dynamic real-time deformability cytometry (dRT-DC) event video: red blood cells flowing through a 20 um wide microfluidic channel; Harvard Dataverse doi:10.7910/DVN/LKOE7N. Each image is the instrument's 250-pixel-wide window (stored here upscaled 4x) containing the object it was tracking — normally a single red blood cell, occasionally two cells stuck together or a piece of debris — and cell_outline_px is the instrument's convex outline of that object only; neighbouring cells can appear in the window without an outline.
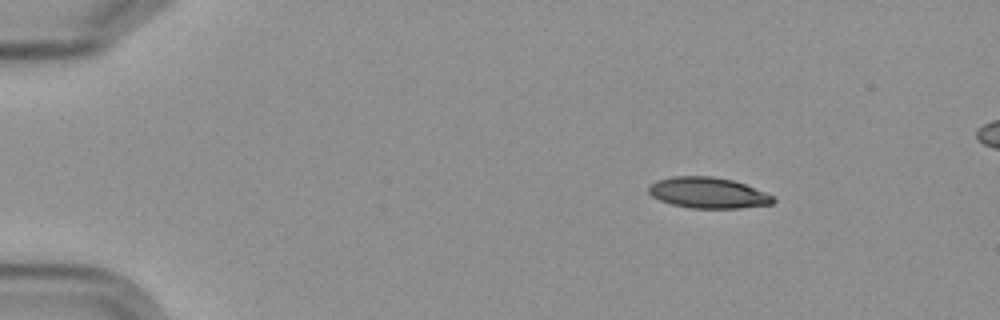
{"species": "Egyptian fruit bat (a non-hibernating species)", "species_latin": "Rousettus aegyptiacus", "temperature_condition": "cold", "stored_images_in_passage": 4, "camera_frame_rate_fps": 3000, "um_per_image_px": 0.085, "frame": {"image": 1, "passage_image": 1, "time_ms": 0.0, "image_size_px": [1000, 320], "cell_outline_px": [[776, 200], [772, 204], [740, 208], [692, 208], [672, 204], [660, 200], [652, 196], [648, 192], [648, 188], [656, 180], [672, 176], [712, 176], [732, 180], [744, 184], [764, 192], [772, 196]], "centroid_in_image_um": [60.17, 16.39], "position_along_channel_um": 24.8, "area_um2": 22.25}}
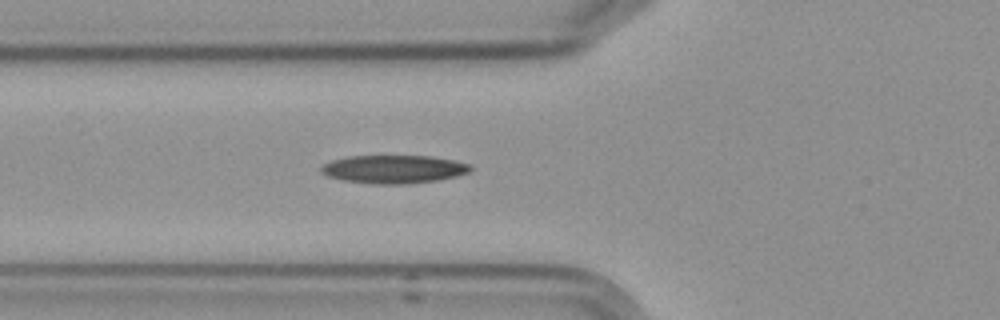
{"frame": {"image": 2, "passage_image": 4, "time_ms": 4.333, "image_size_px": [1000, 320], "cell_outline_px": [[472, 168], [468, 172], [456, 176], [436, 180], [404, 184], [372, 184], [344, 180], [328, 176], [320, 172], [320, 168], [324, 164], [332, 160], [348, 156], [432, 156], [452, 160], [468, 164]], "centroid_in_image_um": [33.43, 14.38], "position_along_channel_um": 92.4, "area_um2": 24.33}}